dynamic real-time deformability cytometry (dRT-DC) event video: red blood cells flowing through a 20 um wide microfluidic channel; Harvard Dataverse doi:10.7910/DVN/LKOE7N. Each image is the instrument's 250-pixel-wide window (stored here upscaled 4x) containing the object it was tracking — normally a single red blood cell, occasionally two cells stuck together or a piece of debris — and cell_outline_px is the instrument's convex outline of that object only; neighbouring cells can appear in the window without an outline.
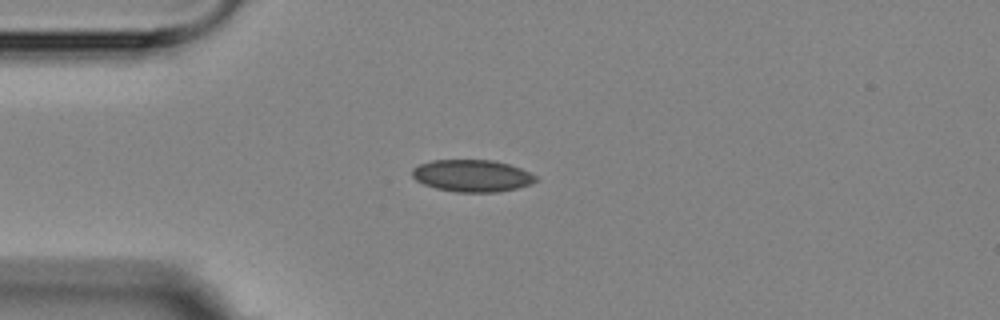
{"species": "Egyptian fruit bat (a non-hibernating species)", "species_latin": "Rousettus aegyptiacus", "temperature_condition": "room temperature", "stored_images_in_passage": 10, "camera_frame_rate_fps": 3000, "um_per_image_px": 0.085, "animal": {"sex": "female"}, "frame": {"image": 1, "passage_image": 1, "time_ms": 0.0, "image_size_px": [1000, 320], "cell_outline_px": [[536, 180], [532, 184], [516, 188], [496, 192], [456, 192], [436, 188], [424, 184], [416, 180], [412, 176], [412, 168], [420, 164], [432, 160], [492, 160], [508, 164], [520, 168], [536, 176]], "centroid_in_image_um": [40.11, 14.94], "position_along_channel_um": 44.9, "area_um2": 22.95}}
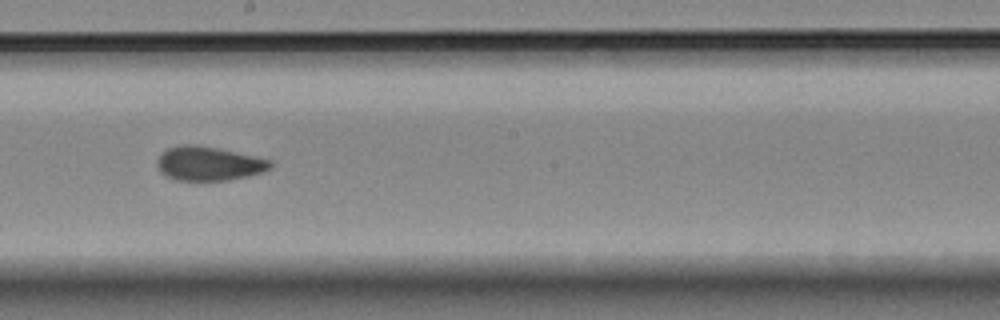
{"frame": {"image": 2, "passage_image": 6, "time_ms": 5.667, "image_size_px": [1000, 320], "cell_outline_px": [[272, 168], [264, 172], [248, 176], [228, 180], [176, 180], [160, 172], [156, 164], [156, 160], [168, 148], [180, 144], [196, 144], [216, 148], [272, 160]], "centroid_in_image_um": [17.75, 13.9], "position_along_channel_um": 230.5, "area_um2": 22.43}}
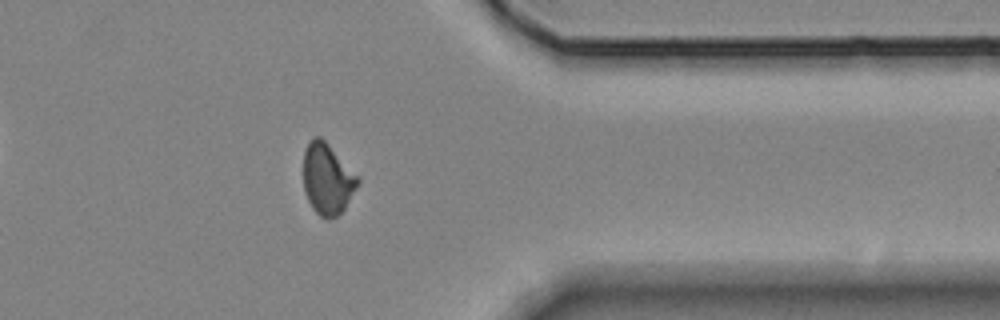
{"frame": {"image": 3, "passage_image": 10, "time_ms": 10.333, "image_size_px": [1000, 320], "cell_outline_px": [[360, 180], [356, 188], [344, 208], [336, 216], [328, 220], [320, 216], [312, 208], [308, 200], [304, 188], [304, 152], [308, 144], [316, 136], [320, 136], [360, 176]], "centroid_in_image_um": [27.84, 15.22], "position_along_channel_um": 383.6, "area_um2": 22.31}, "authors_computed_cell_mechanics": {"area_um2": 22.4842, "velocity_mm_per_s": 3.5425, "shape_relaxation_time_tau1_ms": null, "shape_relaxation_time_tau2_ms": 1.7719, "deformation_change_tau1": null, "deformation_change_tau2": 0.0501}}